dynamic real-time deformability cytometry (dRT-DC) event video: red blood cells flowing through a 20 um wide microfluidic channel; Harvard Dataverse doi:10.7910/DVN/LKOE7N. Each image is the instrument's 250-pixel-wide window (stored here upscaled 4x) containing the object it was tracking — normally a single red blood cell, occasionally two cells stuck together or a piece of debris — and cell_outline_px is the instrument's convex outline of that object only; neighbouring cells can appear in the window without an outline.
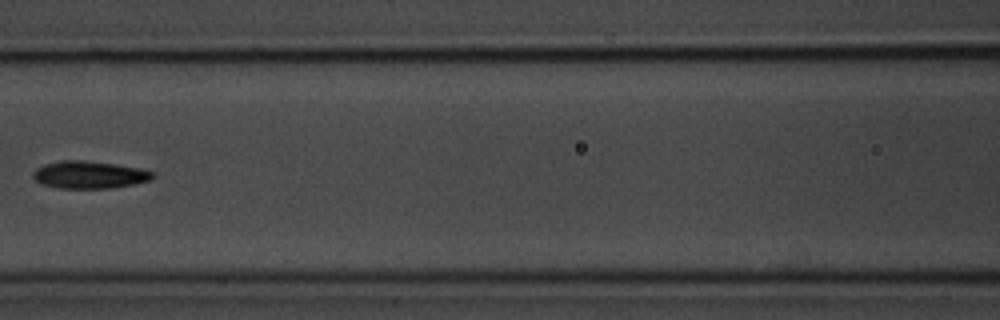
{"species": "common noctule bat (a hibernating species)", "species_latin": "Nyctalus noctula", "temperature_condition": "room temperature", "stored_images_in_passage": 9, "camera_frame_rate_fps": 3000, "um_per_image_px": 0.085, "animal": {"sex": "male", "body_mass_g": 20.1, "forearm_length_mm": 53.5}, "frame": {"image": 1, "passage_image": 7, "time_ms": 7.0, "image_size_px": [1000, 320], "cell_outline_px": [[156, 176], [152, 180], [112, 188], [60, 188], [40, 184], [32, 176], [32, 172], [36, 168], [44, 164], [60, 160], [84, 160], [116, 164], [140, 168], [156, 172]], "centroid_in_image_um": [7.61, 14.85], "position_along_channel_um": 159.0, "area_um2": 19.36}}
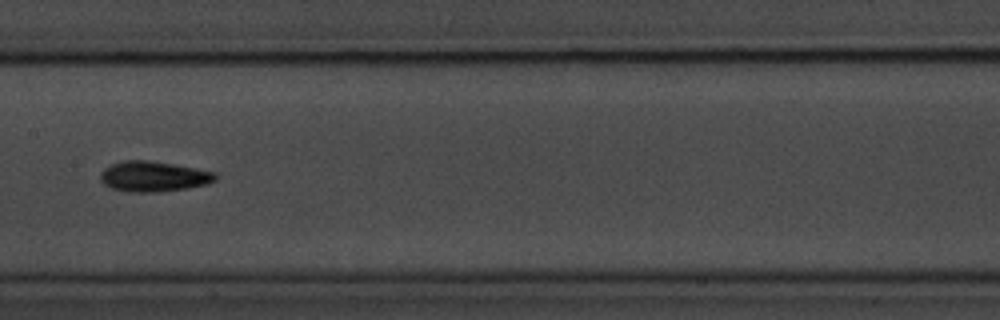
{"frame": {"image": 2, "passage_image": 8, "time_ms": 8.0, "image_size_px": [1000, 320], "cell_outline_px": [[216, 180], [208, 184], [188, 188], [156, 192], [128, 192], [112, 188], [104, 184], [100, 180], [100, 172], [104, 168], [112, 164], [124, 160], [148, 160], [172, 164], [216, 172]], "centroid_in_image_um": [13.03, 15.0], "position_along_channel_um": 194.4, "area_um2": 20.35}}
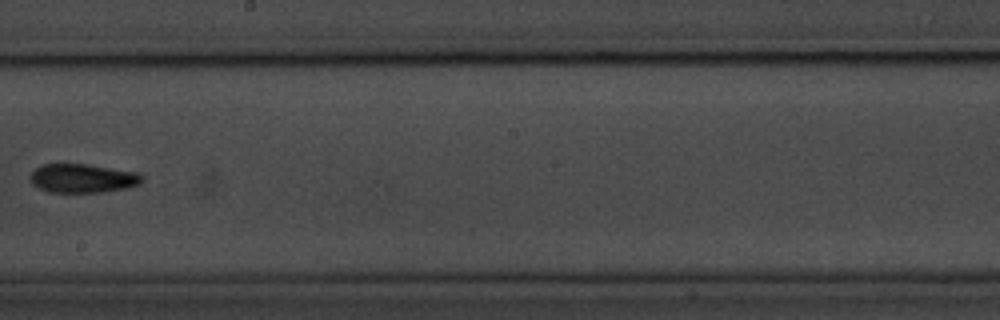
{"frame": {"image": 3, "passage_image": 9, "time_ms": 9.333, "image_size_px": [1000, 320], "cell_outline_px": [[144, 180], [140, 184], [128, 188], [104, 192], [48, 192], [32, 184], [32, 172], [36, 168], [44, 164], [88, 164], [140, 172], [144, 176]], "centroid_in_image_um": [7.12, 15.15], "position_along_channel_um": 241.1, "area_um2": 18.96}}